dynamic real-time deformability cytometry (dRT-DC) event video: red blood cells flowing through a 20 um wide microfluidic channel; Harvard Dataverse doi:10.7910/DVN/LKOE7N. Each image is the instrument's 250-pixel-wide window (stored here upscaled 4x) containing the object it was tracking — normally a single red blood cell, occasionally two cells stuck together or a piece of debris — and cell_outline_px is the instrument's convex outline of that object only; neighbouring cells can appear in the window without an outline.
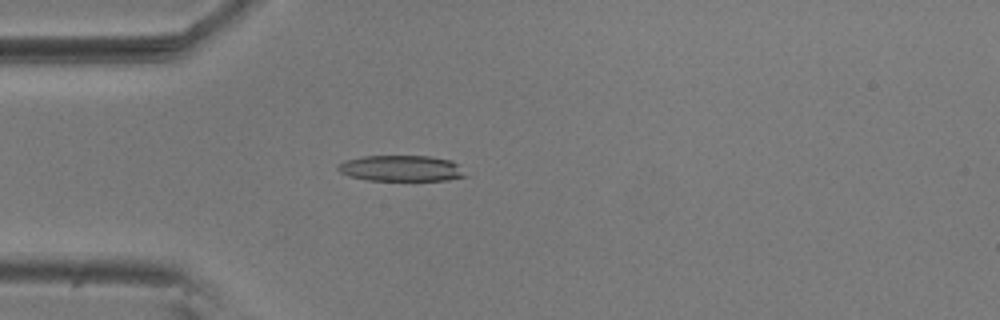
{"species": "common noctule bat (a hibernating species)", "species_latin": "Nyctalus noctula", "temperature_condition": "room temperature", "stored_images_in_passage": 51, "camera_frame_rate_fps": 3000, "um_per_image_px": 0.085, "animal": {"sex": "male", "body_mass_g": 20.5, "forearm_length_mm": 52.5}, "frame": {"image": 1, "passage_image": 11, "time_ms": 3.333, "image_size_px": [1000, 320], "cell_outline_px": [[468, 176], [448, 180], [368, 180], [348, 176], [340, 172], [336, 168], [344, 160], [364, 156], [428, 156], [452, 160]], "centroid_in_image_um": [34.09, 14.31], "position_along_channel_um": 50.9, "area_um2": 19.19}}
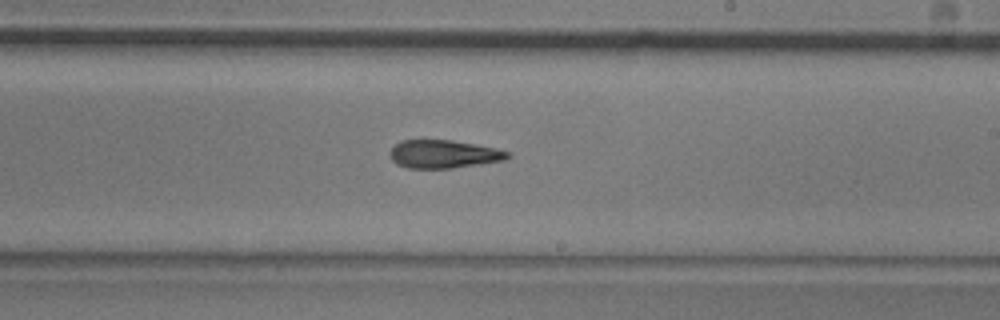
{"frame": {"image": 2, "passage_image": 28, "time_ms": 9.0, "image_size_px": [1000, 320], "cell_outline_px": [[512, 156], [504, 160], [480, 164], [452, 168], [408, 168], [396, 164], [392, 160], [392, 148], [400, 140], [452, 140], [492, 148], [508, 152]], "centroid_in_image_um": [37.7, 13.1], "position_along_channel_um": 251.3, "area_um2": 18.96}}
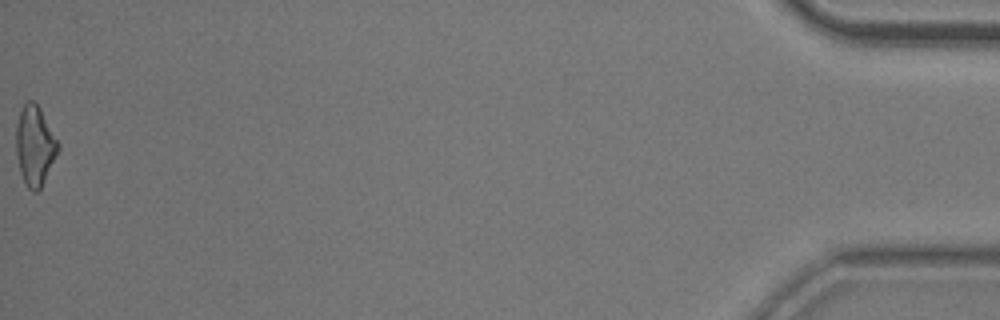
{"frame": {"image": 3, "passage_image": 51, "time_ms": 16.667, "image_size_px": [1000, 320], "cell_outline_px": [[60, 148], [40, 188], [36, 192], [32, 192], [28, 188], [20, 172], [16, 152], [16, 124], [20, 112], [24, 104], [28, 100], [32, 100], [40, 108], [60, 144]], "centroid_in_image_um": [2.96, 12.37], "position_along_channel_um": 432.2, "area_um2": 19.31}, "authors_computed_cell_mechanics": {"area_um2": 19.7098, "velocity_mm_per_s": 3.6849, "shape_relaxation_time_tau1_ms": 7.7044, "shape_relaxation_time_tau2_ms": 5.455, "deformation_change_tau1": 0.1984, "deformation_change_tau2": 0.1753}}